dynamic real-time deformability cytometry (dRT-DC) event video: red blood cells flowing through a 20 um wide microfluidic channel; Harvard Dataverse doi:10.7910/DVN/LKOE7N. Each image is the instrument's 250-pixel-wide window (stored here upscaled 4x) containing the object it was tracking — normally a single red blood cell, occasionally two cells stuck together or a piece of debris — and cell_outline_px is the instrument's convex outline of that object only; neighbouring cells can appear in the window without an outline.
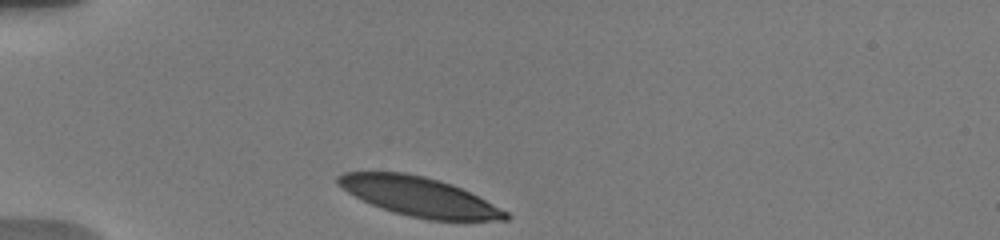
{"species": "human", "species_latin": "Homo sapiens", "temperature_condition": "warm", "stored_images_in_passage": 38, "camera_frame_rate_fps": 3000, "um_per_image_px": 0.085, "donor": {"sex": "male"}, "frame": {"image": 1, "passage_image": 1, "time_ms": 0.0, "image_size_px": [1000, 240], "cell_outline_px": [[512, 216], [508, 220], [428, 220], [408, 216], [372, 204], [348, 192], [336, 184], [336, 176], [344, 172], [404, 172], [424, 176], [452, 184], [508, 212]], "centroid_in_image_um": [35.61, 16.71], "position_along_channel_um": 49.4, "area_um2": 37.74}}
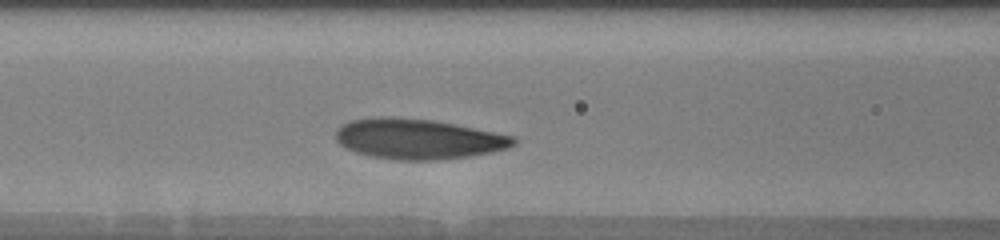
{"frame": {"image": 2, "passage_image": 12, "time_ms": 3.0, "image_size_px": [1000, 240], "cell_outline_px": [[516, 144], [508, 148], [492, 152], [472, 156], [436, 160], [396, 160], [368, 156], [356, 152], [340, 144], [336, 140], [336, 128], [340, 124], [352, 120], [380, 116], [392, 116], [432, 120], [516, 136]], "centroid_in_image_um": [35.53, 11.81], "position_along_channel_um": 131.1, "area_um2": 41.96}}
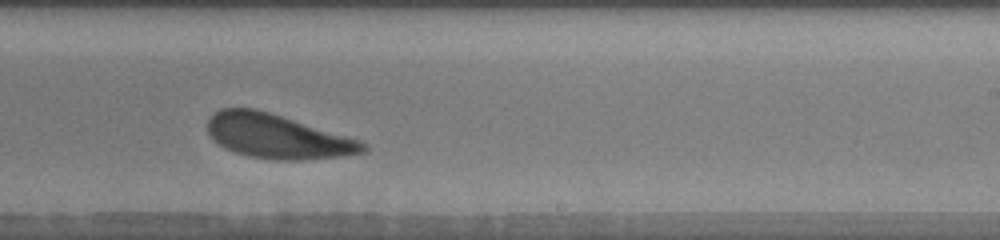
{"frame": {"image": 3, "passage_image": 24, "time_ms": 6.667, "image_size_px": [1000, 240], "cell_outline_px": [[368, 152], [344, 156], [300, 160], [272, 160], [248, 156], [224, 148], [212, 140], [208, 132], [208, 120], [220, 108], [256, 108], [360, 140], [368, 144]], "centroid_in_image_um": [23.59, 11.6], "position_along_channel_um": 265.4, "area_um2": 40.11}, "authors_computed_cell_mechanics": {"area_um2": 41.4137, "velocity_mm_per_s": 3.6717, "shape_relaxation_time_tau1_ms": 2.4332, "shape_relaxation_time_tau2_ms": 6.9006, "deformation_change_tau1": 0.1518, "deformation_change_tau2": 0.175}}